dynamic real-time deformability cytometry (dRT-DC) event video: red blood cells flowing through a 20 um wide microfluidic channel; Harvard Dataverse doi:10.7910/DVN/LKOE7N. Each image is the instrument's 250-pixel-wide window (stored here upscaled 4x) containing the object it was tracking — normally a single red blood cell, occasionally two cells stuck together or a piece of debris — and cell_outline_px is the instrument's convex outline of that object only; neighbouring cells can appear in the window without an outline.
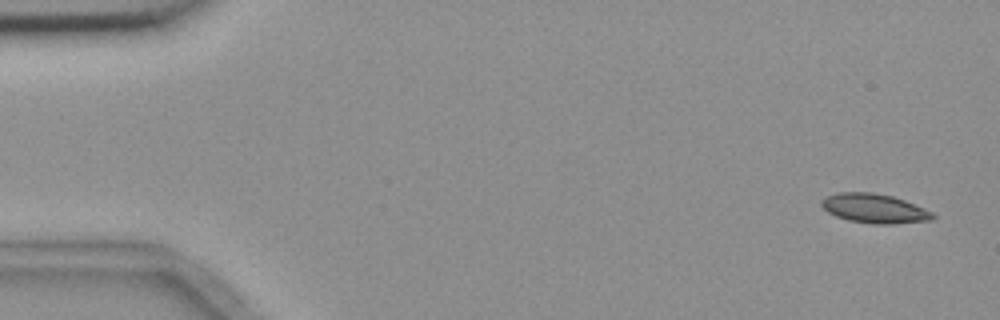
{"species": "common noctule bat (a hibernating species)", "species_latin": "Nyctalus noctula", "temperature_condition": "room temperature", "stored_images_in_passage": 4, "camera_frame_rate_fps": 3000, "um_per_image_px": 0.085, "animal": {"sex": "female", "body_mass_g": 18.4}, "frame": {"image": 1, "passage_image": 1, "time_ms": 0.0, "image_size_px": [1000, 320], "cell_outline_px": [[936, 216], [932, 220], [892, 224], [872, 224], [848, 220], [836, 216], [828, 212], [820, 204], [820, 200], [836, 192], [872, 192], [892, 196], [904, 200], [924, 208], [932, 212]], "centroid_in_image_um": [74.32, 17.72], "position_along_channel_um": 10.7, "area_um2": 19.02}}
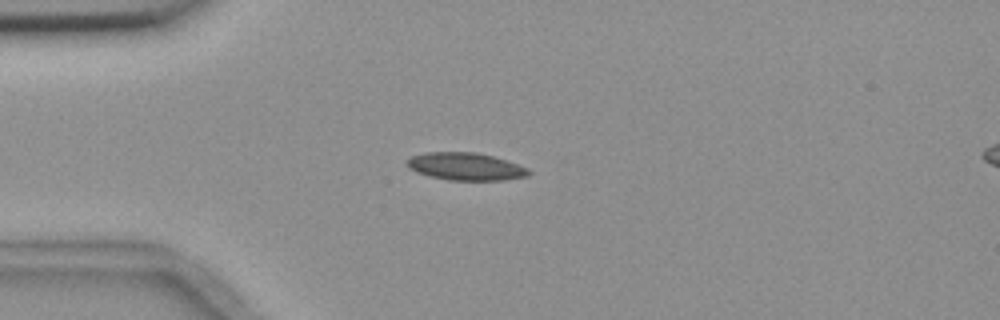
{"frame": {"image": 2, "passage_image": 4, "time_ms": 4.0, "image_size_px": [1000, 320], "cell_outline_px": [[532, 172], [528, 176], [504, 180], [448, 180], [416, 172], [408, 168], [408, 160], [412, 156], [424, 152], [476, 152], [492, 156], [528, 168]], "centroid_in_image_um": [39.59, 14.15], "position_along_channel_um": 45.4, "area_um2": 19.36}}